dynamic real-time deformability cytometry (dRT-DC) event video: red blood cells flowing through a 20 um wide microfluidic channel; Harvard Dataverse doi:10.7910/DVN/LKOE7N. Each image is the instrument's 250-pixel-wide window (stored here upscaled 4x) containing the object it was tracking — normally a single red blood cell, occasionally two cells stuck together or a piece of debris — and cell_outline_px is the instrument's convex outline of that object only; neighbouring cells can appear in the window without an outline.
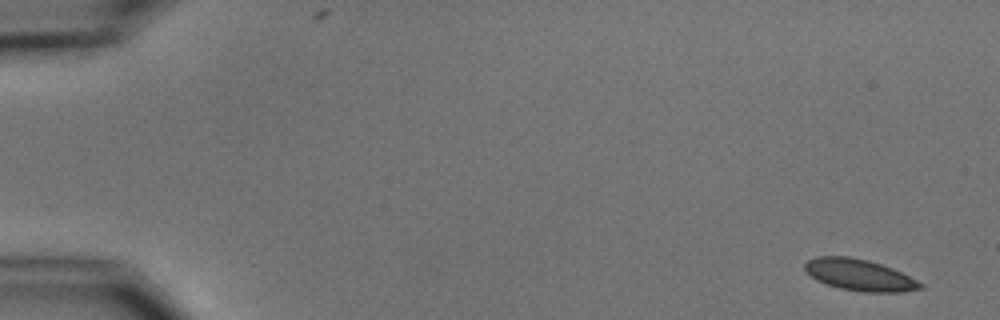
{"species": "common noctule bat (a hibernating species)", "species_latin": "Nyctalus noctula", "temperature_condition": "cold", "stored_images_in_passage": 5, "camera_frame_rate_fps": 3000, "um_per_image_px": 0.085, "animal": {"sex": "male", "body_mass_g": 15.6}, "frame": {"image": 1, "passage_image": 1, "time_ms": 0.0, "image_size_px": [1000, 320], "cell_outline_px": [[924, 288], [900, 292], [864, 292], [840, 288], [816, 280], [804, 268], [804, 264], [808, 260], [816, 256], [848, 256], [868, 260], [892, 268], [924, 284]], "centroid_in_image_um": [73.05, 23.37], "position_along_channel_um": 11.9, "area_um2": 20.98}}
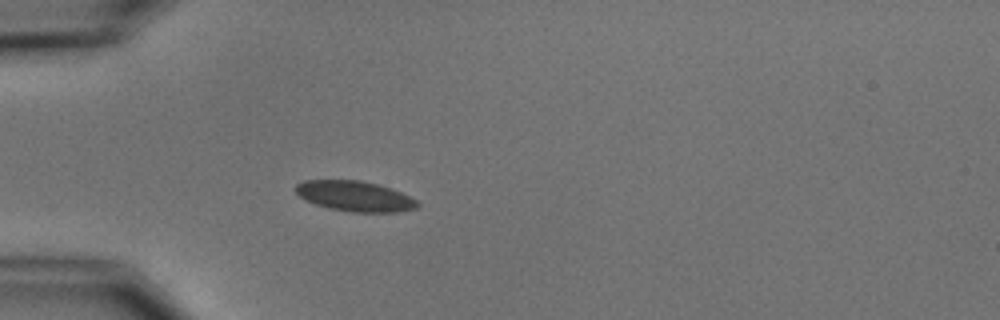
{"frame": {"image": 2, "passage_image": 5, "time_ms": 4.667, "image_size_px": [1000, 320], "cell_outline_px": [[420, 204], [416, 208], [400, 212], [352, 212], [328, 208], [304, 200], [296, 192], [296, 184], [304, 180], [360, 180], [380, 184], [400, 192], [416, 200]], "centroid_in_image_um": [30.16, 16.67], "position_along_channel_um": 54.8, "area_um2": 21.56}}